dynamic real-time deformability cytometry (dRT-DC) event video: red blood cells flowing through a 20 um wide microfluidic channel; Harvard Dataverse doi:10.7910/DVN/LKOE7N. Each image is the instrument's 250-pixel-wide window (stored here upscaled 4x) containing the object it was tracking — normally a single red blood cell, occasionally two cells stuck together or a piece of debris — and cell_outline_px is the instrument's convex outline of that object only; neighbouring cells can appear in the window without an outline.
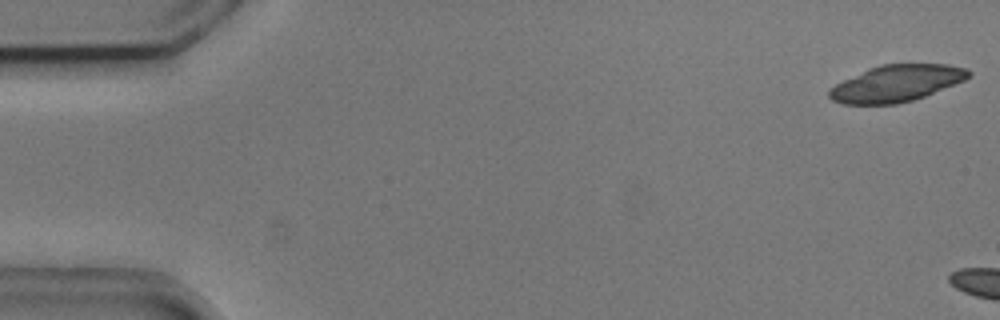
{"species": "common noctule bat (a hibernating species)", "species_latin": "Nyctalus noctula", "temperature_condition": "cold", "stored_images_in_passage": 5, "camera_frame_rate_fps": 3000, "um_per_image_px": 0.085, "animal": {"sex": "male", "body_mass_g": 20.5, "forearm_length_mm": 52.5}, "frame": {"image": 1, "passage_image": 1, "time_ms": 0.0, "image_size_px": [1000, 320], "cell_outline_px": [[972, 76], [964, 80], [924, 96], [912, 100], [896, 104], [844, 104], [832, 100], [828, 96], [828, 88], [868, 68], [880, 64], [948, 64], [968, 68], [972, 72]], "centroid_in_image_um": [76.2, 7.07], "position_along_channel_um": 8.8, "area_um2": 29.71}}